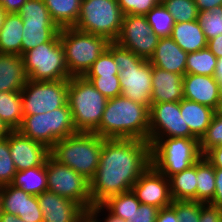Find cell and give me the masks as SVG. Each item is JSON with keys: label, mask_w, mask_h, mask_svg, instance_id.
<instances>
[{"label": "cell", "mask_w": 222, "mask_h": 222, "mask_svg": "<svg viewBox=\"0 0 222 222\" xmlns=\"http://www.w3.org/2000/svg\"><path fill=\"white\" fill-rule=\"evenodd\" d=\"M151 165V145L138 139H105L99 164L90 180L92 205L130 191Z\"/></svg>", "instance_id": "cell-1"}, {"label": "cell", "mask_w": 222, "mask_h": 222, "mask_svg": "<svg viewBox=\"0 0 222 222\" xmlns=\"http://www.w3.org/2000/svg\"><path fill=\"white\" fill-rule=\"evenodd\" d=\"M149 108L122 95L108 99L99 127L93 133L105 139L148 142Z\"/></svg>", "instance_id": "cell-2"}, {"label": "cell", "mask_w": 222, "mask_h": 222, "mask_svg": "<svg viewBox=\"0 0 222 222\" xmlns=\"http://www.w3.org/2000/svg\"><path fill=\"white\" fill-rule=\"evenodd\" d=\"M107 50L119 69L121 95L145 106H151L152 64L115 41Z\"/></svg>", "instance_id": "cell-3"}, {"label": "cell", "mask_w": 222, "mask_h": 222, "mask_svg": "<svg viewBox=\"0 0 222 222\" xmlns=\"http://www.w3.org/2000/svg\"><path fill=\"white\" fill-rule=\"evenodd\" d=\"M102 147L101 136L78 132L57 141L50 148V155L90 181L96 173Z\"/></svg>", "instance_id": "cell-4"}, {"label": "cell", "mask_w": 222, "mask_h": 222, "mask_svg": "<svg viewBox=\"0 0 222 222\" xmlns=\"http://www.w3.org/2000/svg\"><path fill=\"white\" fill-rule=\"evenodd\" d=\"M107 101L84 77L68 80L67 103L77 132L93 133L99 127Z\"/></svg>", "instance_id": "cell-5"}, {"label": "cell", "mask_w": 222, "mask_h": 222, "mask_svg": "<svg viewBox=\"0 0 222 222\" xmlns=\"http://www.w3.org/2000/svg\"><path fill=\"white\" fill-rule=\"evenodd\" d=\"M148 142L151 165L167 178L190 168L203 156L196 138L148 139Z\"/></svg>", "instance_id": "cell-6"}, {"label": "cell", "mask_w": 222, "mask_h": 222, "mask_svg": "<svg viewBox=\"0 0 222 222\" xmlns=\"http://www.w3.org/2000/svg\"><path fill=\"white\" fill-rule=\"evenodd\" d=\"M60 41L70 77H83L110 43L106 37L74 27L61 28Z\"/></svg>", "instance_id": "cell-7"}, {"label": "cell", "mask_w": 222, "mask_h": 222, "mask_svg": "<svg viewBox=\"0 0 222 222\" xmlns=\"http://www.w3.org/2000/svg\"><path fill=\"white\" fill-rule=\"evenodd\" d=\"M17 131L49 149L57 141L78 133L68 103L49 112L24 115Z\"/></svg>", "instance_id": "cell-8"}, {"label": "cell", "mask_w": 222, "mask_h": 222, "mask_svg": "<svg viewBox=\"0 0 222 222\" xmlns=\"http://www.w3.org/2000/svg\"><path fill=\"white\" fill-rule=\"evenodd\" d=\"M21 56L29 80L57 81L71 78L65 63L60 32L51 41L29 49Z\"/></svg>", "instance_id": "cell-9"}, {"label": "cell", "mask_w": 222, "mask_h": 222, "mask_svg": "<svg viewBox=\"0 0 222 222\" xmlns=\"http://www.w3.org/2000/svg\"><path fill=\"white\" fill-rule=\"evenodd\" d=\"M123 17L117 0H82L74 28L114 42L119 36Z\"/></svg>", "instance_id": "cell-10"}, {"label": "cell", "mask_w": 222, "mask_h": 222, "mask_svg": "<svg viewBox=\"0 0 222 222\" xmlns=\"http://www.w3.org/2000/svg\"><path fill=\"white\" fill-rule=\"evenodd\" d=\"M46 176L47 190L77 202L86 211L90 209V181L83 175L49 155L46 160Z\"/></svg>", "instance_id": "cell-11"}, {"label": "cell", "mask_w": 222, "mask_h": 222, "mask_svg": "<svg viewBox=\"0 0 222 222\" xmlns=\"http://www.w3.org/2000/svg\"><path fill=\"white\" fill-rule=\"evenodd\" d=\"M18 14L23 20L21 55L51 41L60 28L52 21L44 0H27Z\"/></svg>", "instance_id": "cell-12"}, {"label": "cell", "mask_w": 222, "mask_h": 222, "mask_svg": "<svg viewBox=\"0 0 222 222\" xmlns=\"http://www.w3.org/2000/svg\"><path fill=\"white\" fill-rule=\"evenodd\" d=\"M68 80L32 81L28 79L20 92L23 115L45 113L66 105Z\"/></svg>", "instance_id": "cell-13"}, {"label": "cell", "mask_w": 222, "mask_h": 222, "mask_svg": "<svg viewBox=\"0 0 222 222\" xmlns=\"http://www.w3.org/2000/svg\"><path fill=\"white\" fill-rule=\"evenodd\" d=\"M195 138L180 112V101L151 104L148 139Z\"/></svg>", "instance_id": "cell-14"}, {"label": "cell", "mask_w": 222, "mask_h": 222, "mask_svg": "<svg viewBox=\"0 0 222 222\" xmlns=\"http://www.w3.org/2000/svg\"><path fill=\"white\" fill-rule=\"evenodd\" d=\"M159 39L156 33L152 31L145 15L126 14L123 17L121 30L115 42L131 50L137 56L149 60Z\"/></svg>", "instance_id": "cell-15"}, {"label": "cell", "mask_w": 222, "mask_h": 222, "mask_svg": "<svg viewBox=\"0 0 222 222\" xmlns=\"http://www.w3.org/2000/svg\"><path fill=\"white\" fill-rule=\"evenodd\" d=\"M131 190L141 204L161 209L172 203L169 179L152 165L139 177Z\"/></svg>", "instance_id": "cell-16"}, {"label": "cell", "mask_w": 222, "mask_h": 222, "mask_svg": "<svg viewBox=\"0 0 222 222\" xmlns=\"http://www.w3.org/2000/svg\"><path fill=\"white\" fill-rule=\"evenodd\" d=\"M9 149L17 171L41 166L50 155L46 145L23 136L17 130L9 134Z\"/></svg>", "instance_id": "cell-17"}, {"label": "cell", "mask_w": 222, "mask_h": 222, "mask_svg": "<svg viewBox=\"0 0 222 222\" xmlns=\"http://www.w3.org/2000/svg\"><path fill=\"white\" fill-rule=\"evenodd\" d=\"M43 222H77L87 211L77 202L49 190L37 196Z\"/></svg>", "instance_id": "cell-18"}, {"label": "cell", "mask_w": 222, "mask_h": 222, "mask_svg": "<svg viewBox=\"0 0 222 222\" xmlns=\"http://www.w3.org/2000/svg\"><path fill=\"white\" fill-rule=\"evenodd\" d=\"M183 96L216 111L219 103V82L213 76L185 74Z\"/></svg>", "instance_id": "cell-19"}, {"label": "cell", "mask_w": 222, "mask_h": 222, "mask_svg": "<svg viewBox=\"0 0 222 222\" xmlns=\"http://www.w3.org/2000/svg\"><path fill=\"white\" fill-rule=\"evenodd\" d=\"M183 98V76L152 66L151 104L178 102Z\"/></svg>", "instance_id": "cell-20"}, {"label": "cell", "mask_w": 222, "mask_h": 222, "mask_svg": "<svg viewBox=\"0 0 222 222\" xmlns=\"http://www.w3.org/2000/svg\"><path fill=\"white\" fill-rule=\"evenodd\" d=\"M188 53L182 50L171 37L160 38L153 55L148 60L152 66L185 75Z\"/></svg>", "instance_id": "cell-21"}, {"label": "cell", "mask_w": 222, "mask_h": 222, "mask_svg": "<svg viewBox=\"0 0 222 222\" xmlns=\"http://www.w3.org/2000/svg\"><path fill=\"white\" fill-rule=\"evenodd\" d=\"M27 81L22 56L0 53V92H21Z\"/></svg>", "instance_id": "cell-22"}, {"label": "cell", "mask_w": 222, "mask_h": 222, "mask_svg": "<svg viewBox=\"0 0 222 222\" xmlns=\"http://www.w3.org/2000/svg\"><path fill=\"white\" fill-rule=\"evenodd\" d=\"M180 112L191 134L200 141L210 125L215 110L183 98L180 100Z\"/></svg>", "instance_id": "cell-23"}, {"label": "cell", "mask_w": 222, "mask_h": 222, "mask_svg": "<svg viewBox=\"0 0 222 222\" xmlns=\"http://www.w3.org/2000/svg\"><path fill=\"white\" fill-rule=\"evenodd\" d=\"M170 37L186 53L207 47V40L197 20L175 23Z\"/></svg>", "instance_id": "cell-24"}, {"label": "cell", "mask_w": 222, "mask_h": 222, "mask_svg": "<svg viewBox=\"0 0 222 222\" xmlns=\"http://www.w3.org/2000/svg\"><path fill=\"white\" fill-rule=\"evenodd\" d=\"M23 20L18 13H6L0 29V53L21 55Z\"/></svg>", "instance_id": "cell-25"}, {"label": "cell", "mask_w": 222, "mask_h": 222, "mask_svg": "<svg viewBox=\"0 0 222 222\" xmlns=\"http://www.w3.org/2000/svg\"><path fill=\"white\" fill-rule=\"evenodd\" d=\"M52 21L61 29L74 27L82 0H44Z\"/></svg>", "instance_id": "cell-26"}, {"label": "cell", "mask_w": 222, "mask_h": 222, "mask_svg": "<svg viewBox=\"0 0 222 222\" xmlns=\"http://www.w3.org/2000/svg\"><path fill=\"white\" fill-rule=\"evenodd\" d=\"M11 185L31 195L38 196L43 193L48 189L46 162L41 166L17 171Z\"/></svg>", "instance_id": "cell-27"}, {"label": "cell", "mask_w": 222, "mask_h": 222, "mask_svg": "<svg viewBox=\"0 0 222 222\" xmlns=\"http://www.w3.org/2000/svg\"><path fill=\"white\" fill-rule=\"evenodd\" d=\"M168 179L172 200L196 201V163L190 168L170 176Z\"/></svg>", "instance_id": "cell-28"}, {"label": "cell", "mask_w": 222, "mask_h": 222, "mask_svg": "<svg viewBox=\"0 0 222 222\" xmlns=\"http://www.w3.org/2000/svg\"><path fill=\"white\" fill-rule=\"evenodd\" d=\"M196 176V201L210 203L215 194V167L205 156L196 162Z\"/></svg>", "instance_id": "cell-29"}, {"label": "cell", "mask_w": 222, "mask_h": 222, "mask_svg": "<svg viewBox=\"0 0 222 222\" xmlns=\"http://www.w3.org/2000/svg\"><path fill=\"white\" fill-rule=\"evenodd\" d=\"M22 98L20 92H0V118L12 130H17L23 119Z\"/></svg>", "instance_id": "cell-30"}, {"label": "cell", "mask_w": 222, "mask_h": 222, "mask_svg": "<svg viewBox=\"0 0 222 222\" xmlns=\"http://www.w3.org/2000/svg\"><path fill=\"white\" fill-rule=\"evenodd\" d=\"M140 204L132 190L110 196L101 203L109 213L127 221L139 209Z\"/></svg>", "instance_id": "cell-31"}, {"label": "cell", "mask_w": 222, "mask_h": 222, "mask_svg": "<svg viewBox=\"0 0 222 222\" xmlns=\"http://www.w3.org/2000/svg\"><path fill=\"white\" fill-rule=\"evenodd\" d=\"M216 64V56L206 47L188 53L185 74L213 76Z\"/></svg>", "instance_id": "cell-32"}, {"label": "cell", "mask_w": 222, "mask_h": 222, "mask_svg": "<svg viewBox=\"0 0 222 222\" xmlns=\"http://www.w3.org/2000/svg\"><path fill=\"white\" fill-rule=\"evenodd\" d=\"M145 17L159 38L170 37L175 20L162 2L153 7Z\"/></svg>", "instance_id": "cell-33"}, {"label": "cell", "mask_w": 222, "mask_h": 222, "mask_svg": "<svg viewBox=\"0 0 222 222\" xmlns=\"http://www.w3.org/2000/svg\"><path fill=\"white\" fill-rule=\"evenodd\" d=\"M2 211L17 215L25 207V192L11 184L0 187Z\"/></svg>", "instance_id": "cell-34"}, {"label": "cell", "mask_w": 222, "mask_h": 222, "mask_svg": "<svg viewBox=\"0 0 222 222\" xmlns=\"http://www.w3.org/2000/svg\"><path fill=\"white\" fill-rule=\"evenodd\" d=\"M175 23L197 20L199 11L194 0H164L162 2Z\"/></svg>", "instance_id": "cell-35"}, {"label": "cell", "mask_w": 222, "mask_h": 222, "mask_svg": "<svg viewBox=\"0 0 222 222\" xmlns=\"http://www.w3.org/2000/svg\"><path fill=\"white\" fill-rule=\"evenodd\" d=\"M197 21L202 27L206 40L222 34V6L209 11H199Z\"/></svg>", "instance_id": "cell-36"}, {"label": "cell", "mask_w": 222, "mask_h": 222, "mask_svg": "<svg viewBox=\"0 0 222 222\" xmlns=\"http://www.w3.org/2000/svg\"><path fill=\"white\" fill-rule=\"evenodd\" d=\"M199 142L203 156L213 147L222 145V112L215 111L206 133Z\"/></svg>", "instance_id": "cell-37"}, {"label": "cell", "mask_w": 222, "mask_h": 222, "mask_svg": "<svg viewBox=\"0 0 222 222\" xmlns=\"http://www.w3.org/2000/svg\"><path fill=\"white\" fill-rule=\"evenodd\" d=\"M17 169L11 158L9 135L0 138V187L11 184Z\"/></svg>", "instance_id": "cell-38"}, {"label": "cell", "mask_w": 222, "mask_h": 222, "mask_svg": "<svg viewBox=\"0 0 222 222\" xmlns=\"http://www.w3.org/2000/svg\"><path fill=\"white\" fill-rule=\"evenodd\" d=\"M107 99L121 95L120 77L118 75L107 76H83Z\"/></svg>", "instance_id": "cell-39"}, {"label": "cell", "mask_w": 222, "mask_h": 222, "mask_svg": "<svg viewBox=\"0 0 222 222\" xmlns=\"http://www.w3.org/2000/svg\"><path fill=\"white\" fill-rule=\"evenodd\" d=\"M204 203L188 200H172L178 222H199L201 206Z\"/></svg>", "instance_id": "cell-40"}, {"label": "cell", "mask_w": 222, "mask_h": 222, "mask_svg": "<svg viewBox=\"0 0 222 222\" xmlns=\"http://www.w3.org/2000/svg\"><path fill=\"white\" fill-rule=\"evenodd\" d=\"M119 69L113 55L106 49L93 63L84 76L118 75Z\"/></svg>", "instance_id": "cell-41"}, {"label": "cell", "mask_w": 222, "mask_h": 222, "mask_svg": "<svg viewBox=\"0 0 222 222\" xmlns=\"http://www.w3.org/2000/svg\"><path fill=\"white\" fill-rule=\"evenodd\" d=\"M123 14L146 15L160 2L158 0H117Z\"/></svg>", "instance_id": "cell-42"}, {"label": "cell", "mask_w": 222, "mask_h": 222, "mask_svg": "<svg viewBox=\"0 0 222 222\" xmlns=\"http://www.w3.org/2000/svg\"><path fill=\"white\" fill-rule=\"evenodd\" d=\"M18 217L25 222H43V213L37 196L25 192V207Z\"/></svg>", "instance_id": "cell-43"}, {"label": "cell", "mask_w": 222, "mask_h": 222, "mask_svg": "<svg viewBox=\"0 0 222 222\" xmlns=\"http://www.w3.org/2000/svg\"><path fill=\"white\" fill-rule=\"evenodd\" d=\"M159 208L151 205L140 204L139 209L135 211L129 222H155Z\"/></svg>", "instance_id": "cell-44"}, {"label": "cell", "mask_w": 222, "mask_h": 222, "mask_svg": "<svg viewBox=\"0 0 222 222\" xmlns=\"http://www.w3.org/2000/svg\"><path fill=\"white\" fill-rule=\"evenodd\" d=\"M87 212L95 219L96 222H129L125 219L115 217L109 213L101 204L92 205ZM101 216L102 218H100Z\"/></svg>", "instance_id": "cell-45"}, {"label": "cell", "mask_w": 222, "mask_h": 222, "mask_svg": "<svg viewBox=\"0 0 222 222\" xmlns=\"http://www.w3.org/2000/svg\"><path fill=\"white\" fill-rule=\"evenodd\" d=\"M220 207L214 206L212 204H203L201 206V214L199 222H220L221 221Z\"/></svg>", "instance_id": "cell-46"}, {"label": "cell", "mask_w": 222, "mask_h": 222, "mask_svg": "<svg viewBox=\"0 0 222 222\" xmlns=\"http://www.w3.org/2000/svg\"><path fill=\"white\" fill-rule=\"evenodd\" d=\"M222 209V169L215 168V194L209 203Z\"/></svg>", "instance_id": "cell-47"}, {"label": "cell", "mask_w": 222, "mask_h": 222, "mask_svg": "<svg viewBox=\"0 0 222 222\" xmlns=\"http://www.w3.org/2000/svg\"><path fill=\"white\" fill-rule=\"evenodd\" d=\"M155 222H178L175 209L171 205L159 209Z\"/></svg>", "instance_id": "cell-48"}, {"label": "cell", "mask_w": 222, "mask_h": 222, "mask_svg": "<svg viewBox=\"0 0 222 222\" xmlns=\"http://www.w3.org/2000/svg\"><path fill=\"white\" fill-rule=\"evenodd\" d=\"M204 156L215 168L222 169V145L213 147Z\"/></svg>", "instance_id": "cell-49"}, {"label": "cell", "mask_w": 222, "mask_h": 222, "mask_svg": "<svg viewBox=\"0 0 222 222\" xmlns=\"http://www.w3.org/2000/svg\"><path fill=\"white\" fill-rule=\"evenodd\" d=\"M27 0H0V5L6 13H18Z\"/></svg>", "instance_id": "cell-50"}, {"label": "cell", "mask_w": 222, "mask_h": 222, "mask_svg": "<svg viewBox=\"0 0 222 222\" xmlns=\"http://www.w3.org/2000/svg\"><path fill=\"white\" fill-rule=\"evenodd\" d=\"M207 48L216 56L222 57V34L207 41Z\"/></svg>", "instance_id": "cell-51"}, {"label": "cell", "mask_w": 222, "mask_h": 222, "mask_svg": "<svg viewBox=\"0 0 222 222\" xmlns=\"http://www.w3.org/2000/svg\"><path fill=\"white\" fill-rule=\"evenodd\" d=\"M198 11H209L214 7L222 6V0H194Z\"/></svg>", "instance_id": "cell-52"}, {"label": "cell", "mask_w": 222, "mask_h": 222, "mask_svg": "<svg viewBox=\"0 0 222 222\" xmlns=\"http://www.w3.org/2000/svg\"><path fill=\"white\" fill-rule=\"evenodd\" d=\"M0 222H25L17 215L2 211Z\"/></svg>", "instance_id": "cell-53"}, {"label": "cell", "mask_w": 222, "mask_h": 222, "mask_svg": "<svg viewBox=\"0 0 222 222\" xmlns=\"http://www.w3.org/2000/svg\"><path fill=\"white\" fill-rule=\"evenodd\" d=\"M213 77L218 81H222V57L217 58V64L215 67V71Z\"/></svg>", "instance_id": "cell-54"}, {"label": "cell", "mask_w": 222, "mask_h": 222, "mask_svg": "<svg viewBox=\"0 0 222 222\" xmlns=\"http://www.w3.org/2000/svg\"><path fill=\"white\" fill-rule=\"evenodd\" d=\"M12 130L7 126V124L0 118V138L8 136Z\"/></svg>", "instance_id": "cell-55"}, {"label": "cell", "mask_w": 222, "mask_h": 222, "mask_svg": "<svg viewBox=\"0 0 222 222\" xmlns=\"http://www.w3.org/2000/svg\"><path fill=\"white\" fill-rule=\"evenodd\" d=\"M77 222H96V221L88 212H86Z\"/></svg>", "instance_id": "cell-56"}, {"label": "cell", "mask_w": 222, "mask_h": 222, "mask_svg": "<svg viewBox=\"0 0 222 222\" xmlns=\"http://www.w3.org/2000/svg\"><path fill=\"white\" fill-rule=\"evenodd\" d=\"M216 112H222V81L219 82V103Z\"/></svg>", "instance_id": "cell-57"}, {"label": "cell", "mask_w": 222, "mask_h": 222, "mask_svg": "<svg viewBox=\"0 0 222 222\" xmlns=\"http://www.w3.org/2000/svg\"><path fill=\"white\" fill-rule=\"evenodd\" d=\"M5 16H6V12L4 8L0 5V29L4 23Z\"/></svg>", "instance_id": "cell-58"}, {"label": "cell", "mask_w": 222, "mask_h": 222, "mask_svg": "<svg viewBox=\"0 0 222 222\" xmlns=\"http://www.w3.org/2000/svg\"><path fill=\"white\" fill-rule=\"evenodd\" d=\"M1 213H2V203H1V200H0V217H1Z\"/></svg>", "instance_id": "cell-59"}]
</instances>
